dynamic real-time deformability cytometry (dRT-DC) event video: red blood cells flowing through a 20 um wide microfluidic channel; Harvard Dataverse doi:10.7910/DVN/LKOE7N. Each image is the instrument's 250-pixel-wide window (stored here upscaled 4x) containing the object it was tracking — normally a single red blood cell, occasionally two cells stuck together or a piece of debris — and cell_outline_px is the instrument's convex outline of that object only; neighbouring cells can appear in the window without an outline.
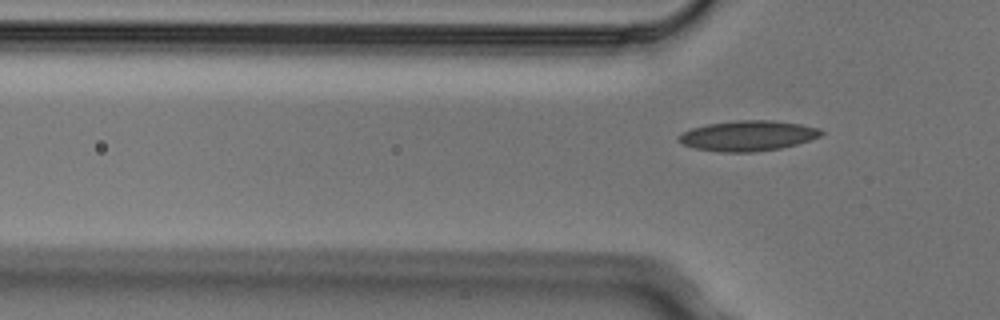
{"species": "Egyptian fruit bat (a non-hibernating species)", "species_latin": "Rousettus aegyptiacus", "temperature_condition": "cold", "stored_images_in_passage": 6, "segment_of_instrument_passage": [2, 2], "camera_frame_rate_fps": 3000, "um_per_image_px": 0.085, "animal": {"sex": "male"}, "frame": {"image": 1, "passage_image": 6, "time_ms": 1.667, "image_size_px": [1000, 320], "cell_outline_px": [[824, 132], [820, 136], [796, 144], [780, 148], [752, 152], [720, 152], [692, 148], [676, 140], [676, 136], [692, 128], [708, 124], [736, 120], [772, 120], [800, 124], [820, 128]], "centroid_in_image_um": [63.54, 11.54], "position_along_channel_um": 62.3, "area_um2": 25.14}}